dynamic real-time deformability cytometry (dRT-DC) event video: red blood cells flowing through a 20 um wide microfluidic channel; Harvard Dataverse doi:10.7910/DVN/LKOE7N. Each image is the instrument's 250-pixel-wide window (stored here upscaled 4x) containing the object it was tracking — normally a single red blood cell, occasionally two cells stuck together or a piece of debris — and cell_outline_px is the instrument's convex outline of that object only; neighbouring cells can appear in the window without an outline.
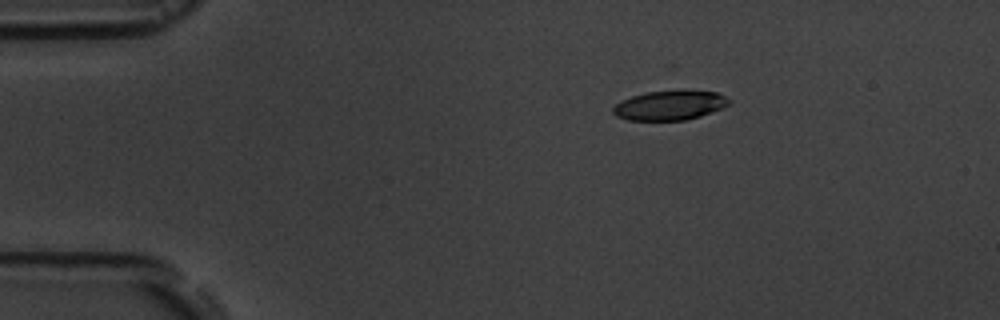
{"species": "common noctule bat (a hibernating species)", "species_latin": "Nyctalus noctula", "temperature_condition": "room temperature", "stored_images_in_passage": 3, "camera_frame_rate_fps": 3000, "um_per_image_px": 0.085, "animal": {"sex": "male", "body_mass_g": 19.5, "forearm_length_mm": 54.6}, "frame": {"image": 1, "passage_image": 1, "time_ms": 0.0, "image_size_px": [1000, 320], "cell_outline_px": [[732, 100], [728, 104], [720, 108], [700, 116], [684, 120], [628, 120], [616, 116], [612, 112], [612, 108], [616, 104], [632, 96], [648, 92], [716, 92]], "centroid_in_image_um": [56.89, 8.98], "position_along_channel_um": 28.1, "area_um2": 19.19}}